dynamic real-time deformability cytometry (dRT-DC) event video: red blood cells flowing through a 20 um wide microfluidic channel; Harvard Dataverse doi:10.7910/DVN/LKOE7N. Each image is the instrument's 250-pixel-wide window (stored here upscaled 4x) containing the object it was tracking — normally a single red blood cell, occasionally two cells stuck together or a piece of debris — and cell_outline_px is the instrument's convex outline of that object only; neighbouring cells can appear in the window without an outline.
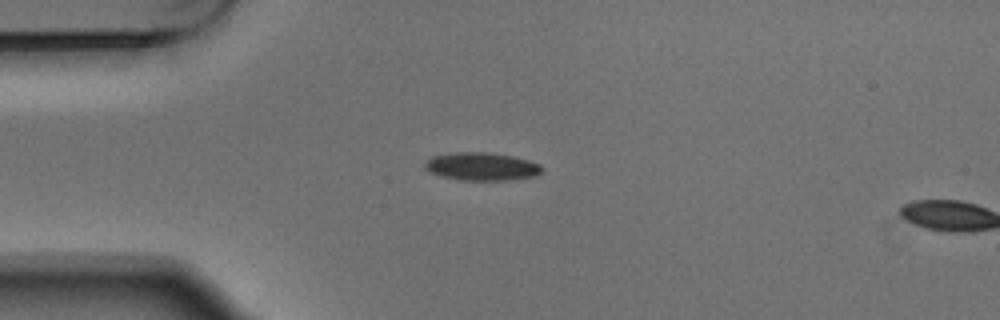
{"species": "Egyptian fruit bat (a non-hibernating species)", "species_latin": "Rousettus aegyptiacus", "temperature_condition": "warm", "stored_images_in_passage": 4, "camera_frame_rate_fps": 3000, "um_per_image_px": 0.085, "animal": {"sex": "male"}, "frame": {"image": 1, "passage_image": 3, "time_ms": 0.667, "image_size_px": [1000, 320], "cell_outline_px": [[544, 168], [536, 176], [508, 180], [460, 180], [440, 176], [424, 168], [424, 160], [432, 156], [456, 152], [488, 152], [512, 156], [528, 160], [540, 164]], "centroid_in_image_um": [40.93, 14.15], "position_along_channel_um": 44.1, "area_um2": 19.19}}